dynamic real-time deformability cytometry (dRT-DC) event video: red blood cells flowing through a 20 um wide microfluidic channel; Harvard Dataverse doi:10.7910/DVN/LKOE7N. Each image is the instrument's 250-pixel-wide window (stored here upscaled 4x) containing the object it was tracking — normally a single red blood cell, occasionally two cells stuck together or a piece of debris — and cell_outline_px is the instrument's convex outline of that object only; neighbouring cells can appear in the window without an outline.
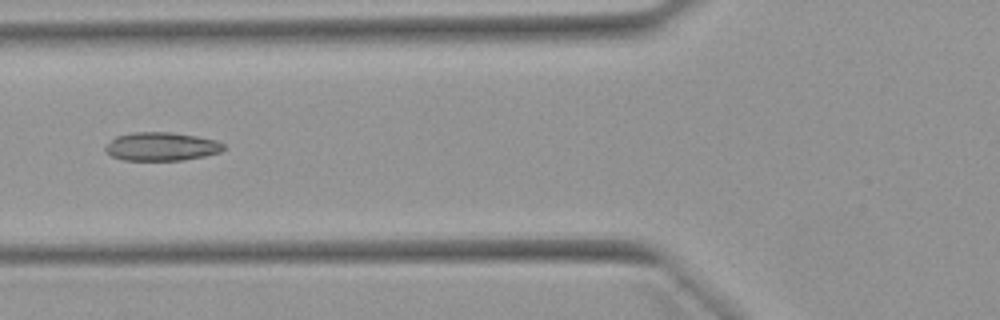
{"species": "Egyptian fruit bat (a non-hibernating species)", "species_latin": "Rousettus aegyptiacus", "temperature_condition": "warm", "stored_images_in_passage": 51, "camera_frame_rate_fps": 3000, "um_per_image_px": 0.085, "animal": {"sex": "female"}, "frame": {"image": 1, "passage_image": 20, "time_ms": 6.333, "image_size_px": [1000, 320], "cell_outline_px": [[224, 148], [220, 152], [204, 156], [184, 160], [124, 160], [112, 156], [104, 148], [116, 136], [132, 132], [168, 132], [196, 136], [216, 140], [224, 144]], "centroid_in_image_um": [13.73, 12.45], "position_along_channel_um": 112.1, "area_um2": 19.42}}
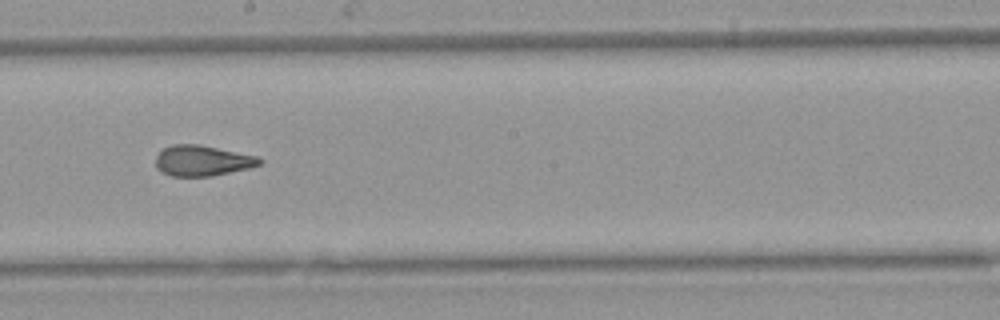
{"frame": {"image": 2, "passage_image": 29, "time_ms": 9.333, "image_size_px": [1000, 320], "cell_outline_px": [[264, 160], [260, 164], [248, 168], [212, 176], [172, 176], [160, 172], [156, 168], [156, 156], [160, 148], [172, 144], [200, 144], [256, 156]], "centroid_in_image_um": [17.14, 13.64], "position_along_channel_um": 231.1, "area_um2": 18.67}}
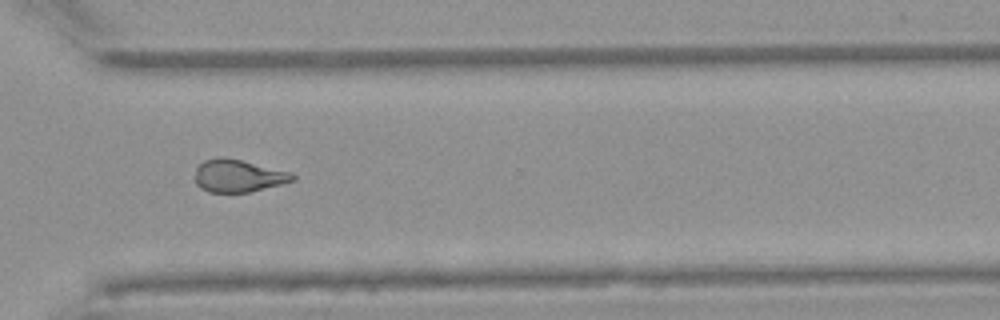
{"frame": {"image": 3, "passage_image": 38, "time_ms": 12.333, "image_size_px": [1000, 320], "cell_outline_px": [[296, 180], [248, 192], [208, 192], [200, 188], [196, 184], [196, 168], [204, 160], [220, 156], [224, 156], [292, 172], [296, 176]], "centroid_in_image_um": [20.25, 14.93], "position_along_channel_um": 350.4, "area_um2": 18.5}, "authors_computed_cell_mechanics": {"area_um2": 19.4208, "velocity_mm_per_s": 3.9721, "shape_relaxation_time_tau1_ms": 10.2086, "shape_relaxation_time_tau2_ms": 1.6713, "deformation_change_tau1": 0.2289, "deformation_change_tau2": 0.0837}}